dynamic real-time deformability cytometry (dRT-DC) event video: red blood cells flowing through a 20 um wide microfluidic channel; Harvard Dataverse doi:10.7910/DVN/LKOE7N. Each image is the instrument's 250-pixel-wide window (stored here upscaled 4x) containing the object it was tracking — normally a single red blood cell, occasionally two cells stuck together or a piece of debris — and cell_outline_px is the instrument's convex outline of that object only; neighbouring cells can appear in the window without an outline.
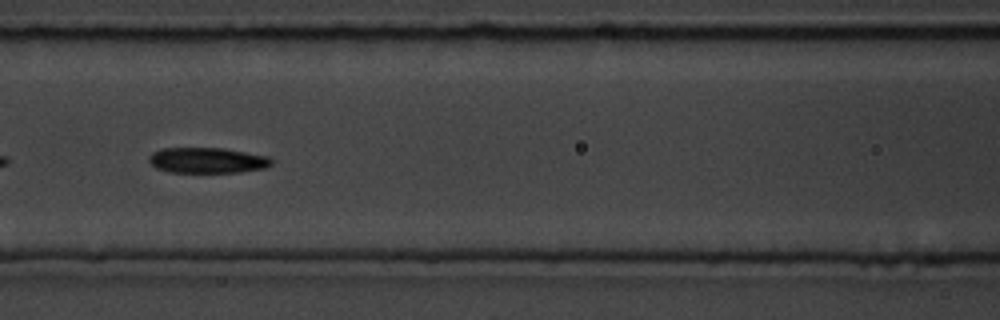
{"species": "common noctule bat (a hibernating species)", "species_latin": "Nyctalus noctula", "temperature_condition": "room temperature", "stored_images_in_passage": 12, "camera_frame_rate_fps": 3000, "um_per_image_px": 0.085, "animal": {"sex": "male", "body_mass_g": 19.5, "forearm_length_mm": 54.6}, "frame": {"image": 1, "passage_image": 9, "time_ms": 2.667, "image_size_px": [1000, 320], "cell_outline_px": [[272, 164], [264, 168], [240, 172], [172, 172], [156, 168], [148, 160], [148, 156], [152, 152], [160, 148], [224, 148], [268, 156], [272, 160]], "centroid_in_image_um": [17.6, 13.62], "position_along_channel_um": 149.0, "area_um2": 18.26}}